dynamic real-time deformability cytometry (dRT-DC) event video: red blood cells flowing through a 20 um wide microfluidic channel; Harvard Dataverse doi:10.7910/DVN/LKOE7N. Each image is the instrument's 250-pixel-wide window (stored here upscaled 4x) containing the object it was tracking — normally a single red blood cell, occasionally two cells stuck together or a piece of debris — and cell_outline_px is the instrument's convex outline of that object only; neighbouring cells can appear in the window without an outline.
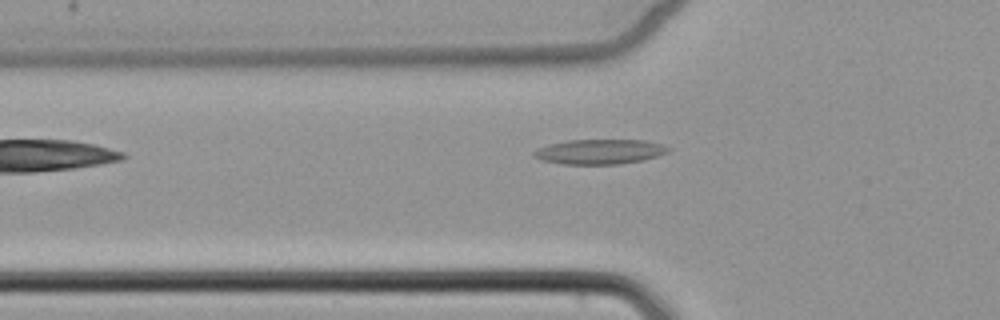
{"species": "common noctule bat (a hibernating species)", "species_latin": "Nyctalus noctula", "temperature_condition": "cold", "stored_images_in_passage": 5, "camera_frame_rate_fps": 3000, "um_per_image_px": 0.085, "animal": {"sex": "female", "body_mass_g": 22.7, "forearm_length_mm": 54.2}, "frame": {"image": 1, "passage_image": 4, "time_ms": 5.333, "image_size_px": [1000, 320], "cell_outline_px": [[672, 148], [668, 152], [644, 160], [620, 164], [560, 164], [540, 160], [532, 156], [532, 152], [548, 144], [568, 140], [644, 140], [664, 144]], "centroid_in_image_um": [50.98, 12.89], "position_along_channel_um": 74.8, "area_um2": 19.65}}
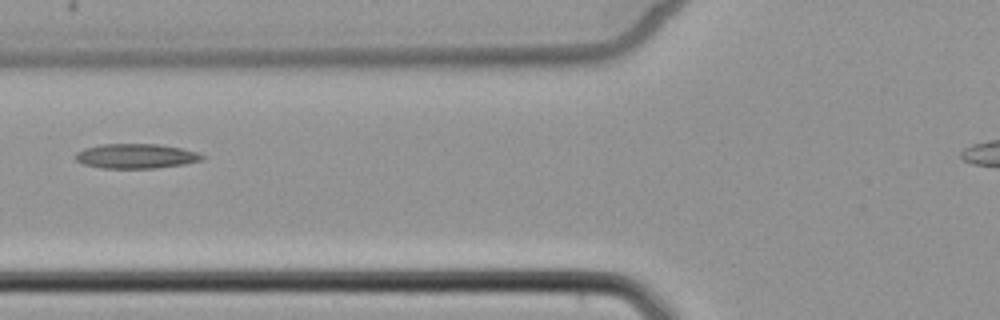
{"frame": {"image": 2, "passage_image": 5, "time_ms": 6.333, "image_size_px": [1000, 320], "cell_outline_px": [[204, 160], [184, 164], [156, 168], [100, 168], [84, 164], [76, 160], [72, 156], [76, 152], [84, 148], [100, 144], [156, 144], [180, 148], [196, 152], [204, 156]], "centroid_in_image_um": [11.51, 13.27], "position_along_channel_um": 114.3, "area_um2": 18.26}}